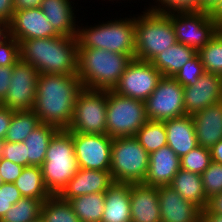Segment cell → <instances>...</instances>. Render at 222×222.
Instances as JSON below:
<instances>
[{"label": "cell", "mask_w": 222, "mask_h": 222, "mask_svg": "<svg viewBox=\"0 0 222 222\" xmlns=\"http://www.w3.org/2000/svg\"><path fill=\"white\" fill-rule=\"evenodd\" d=\"M82 89V82L77 75L39 73L32 110L41 123L67 130L72 122L74 104Z\"/></svg>", "instance_id": "1"}, {"label": "cell", "mask_w": 222, "mask_h": 222, "mask_svg": "<svg viewBox=\"0 0 222 222\" xmlns=\"http://www.w3.org/2000/svg\"><path fill=\"white\" fill-rule=\"evenodd\" d=\"M101 222H131L130 183L114 182L105 192Z\"/></svg>", "instance_id": "24"}, {"label": "cell", "mask_w": 222, "mask_h": 222, "mask_svg": "<svg viewBox=\"0 0 222 222\" xmlns=\"http://www.w3.org/2000/svg\"><path fill=\"white\" fill-rule=\"evenodd\" d=\"M70 0H42L40 9L60 36L76 37L78 25Z\"/></svg>", "instance_id": "23"}, {"label": "cell", "mask_w": 222, "mask_h": 222, "mask_svg": "<svg viewBox=\"0 0 222 222\" xmlns=\"http://www.w3.org/2000/svg\"><path fill=\"white\" fill-rule=\"evenodd\" d=\"M131 222H161L158 187L130 183Z\"/></svg>", "instance_id": "18"}, {"label": "cell", "mask_w": 222, "mask_h": 222, "mask_svg": "<svg viewBox=\"0 0 222 222\" xmlns=\"http://www.w3.org/2000/svg\"><path fill=\"white\" fill-rule=\"evenodd\" d=\"M38 75L36 68L19 59L14 64L9 89L0 101V105L12 111L32 110L36 98Z\"/></svg>", "instance_id": "13"}, {"label": "cell", "mask_w": 222, "mask_h": 222, "mask_svg": "<svg viewBox=\"0 0 222 222\" xmlns=\"http://www.w3.org/2000/svg\"><path fill=\"white\" fill-rule=\"evenodd\" d=\"M13 184L19 189L23 197L45 201L52 196L44 184L40 166L24 167L21 175Z\"/></svg>", "instance_id": "28"}, {"label": "cell", "mask_w": 222, "mask_h": 222, "mask_svg": "<svg viewBox=\"0 0 222 222\" xmlns=\"http://www.w3.org/2000/svg\"><path fill=\"white\" fill-rule=\"evenodd\" d=\"M180 169V158L168 145L163 146L149 154L144 184L155 187L170 185Z\"/></svg>", "instance_id": "20"}, {"label": "cell", "mask_w": 222, "mask_h": 222, "mask_svg": "<svg viewBox=\"0 0 222 222\" xmlns=\"http://www.w3.org/2000/svg\"><path fill=\"white\" fill-rule=\"evenodd\" d=\"M3 183H4V182H3L2 177H1V175H0V186H1Z\"/></svg>", "instance_id": "54"}, {"label": "cell", "mask_w": 222, "mask_h": 222, "mask_svg": "<svg viewBox=\"0 0 222 222\" xmlns=\"http://www.w3.org/2000/svg\"><path fill=\"white\" fill-rule=\"evenodd\" d=\"M161 77V72L151 62L132 59L113 91L145 101L155 90Z\"/></svg>", "instance_id": "12"}, {"label": "cell", "mask_w": 222, "mask_h": 222, "mask_svg": "<svg viewBox=\"0 0 222 222\" xmlns=\"http://www.w3.org/2000/svg\"><path fill=\"white\" fill-rule=\"evenodd\" d=\"M22 197L19 189L13 183L7 182L0 186V220Z\"/></svg>", "instance_id": "40"}, {"label": "cell", "mask_w": 222, "mask_h": 222, "mask_svg": "<svg viewBox=\"0 0 222 222\" xmlns=\"http://www.w3.org/2000/svg\"><path fill=\"white\" fill-rule=\"evenodd\" d=\"M42 222H80L68 201L58 195L49 197L43 202L41 210Z\"/></svg>", "instance_id": "33"}, {"label": "cell", "mask_w": 222, "mask_h": 222, "mask_svg": "<svg viewBox=\"0 0 222 222\" xmlns=\"http://www.w3.org/2000/svg\"><path fill=\"white\" fill-rule=\"evenodd\" d=\"M183 89L173 77L162 76L144 101L148 120L165 121L186 115Z\"/></svg>", "instance_id": "11"}, {"label": "cell", "mask_w": 222, "mask_h": 222, "mask_svg": "<svg viewBox=\"0 0 222 222\" xmlns=\"http://www.w3.org/2000/svg\"><path fill=\"white\" fill-rule=\"evenodd\" d=\"M209 15L215 24L222 29V0L215 5V7L209 12Z\"/></svg>", "instance_id": "48"}, {"label": "cell", "mask_w": 222, "mask_h": 222, "mask_svg": "<svg viewBox=\"0 0 222 222\" xmlns=\"http://www.w3.org/2000/svg\"><path fill=\"white\" fill-rule=\"evenodd\" d=\"M186 114L202 111L206 107L222 101V76L205 72L192 86L183 89Z\"/></svg>", "instance_id": "16"}, {"label": "cell", "mask_w": 222, "mask_h": 222, "mask_svg": "<svg viewBox=\"0 0 222 222\" xmlns=\"http://www.w3.org/2000/svg\"><path fill=\"white\" fill-rule=\"evenodd\" d=\"M59 131L52 125L41 123L24 140L28 156V166H41L52 137Z\"/></svg>", "instance_id": "27"}, {"label": "cell", "mask_w": 222, "mask_h": 222, "mask_svg": "<svg viewBox=\"0 0 222 222\" xmlns=\"http://www.w3.org/2000/svg\"><path fill=\"white\" fill-rule=\"evenodd\" d=\"M80 169L110 171L113 138L107 134L72 133Z\"/></svg>", "instance_id": "14"}, {"label": "cell", "mask_w": 222, "mask_h": 222, "mask_svg": "<svg viewBox=\"0 0 222 222\" xmlns=\"http://www.w3.org/2000/svg\"><path fill=\"white\" fill-rule=\"evenodd\" d=\"M135 59L151 62L158 54L177 43L169 14L146 9L135 18Z\"/></svg>", "instance_id": "6"}, {"label": "cell", "mask_w": 222, "mask_h": 222, "mask_svg": "<svg viewBox=\"0 0 222 222\" xmlns=\"http://www.w3.org/2000/svg\"><path fill=\"white\" fill-rule=\"evenodd\" d=\"M198 146L211 149L222 139V101L192 115Z\"/></svg>", "instance_id": "21"}, {"label": "cell", "mask_w": 222, "mask_h": 222, "mask_svg": "<svg viewBox=\"0 0 222 222\" xmlns=\"http://www.w3.org/2000/svg\"><path fill=\"white\" fill-rule=\"evenodd\" d=\"M155 2L157 5H152V7L149 5L148 10L165 14L201 11V0H155Z\"/></svg>", "instance_id": "36"}, {"label": "cell", "mask_w": 222, "mask_h": 222, "mask_svg": "<svg viewBox=\"0 0 222 222\" xmlns=\"http://www.w3.org/2000/svg\"><path fill=\"white\" fill-rule=\"evenodd\" d=\"M220 0H201V11L210 12Z\"/></svg>", "instance_id": "51"}, {"label": "cell", "mask_w": 222, "mask_h": 222, "mask_svg": "<svg viewBox=\"0 0 222 222\" xmlns=\"http://www.w3.org/2000/svg\"><path fill=\"white\" fill-rule=\"evenodd\" d=\"M169 18L173 24L177 42L197 52L220 30L206 11L169 13Z\"/></svg>", "instance_id": "10"}, {"label": "cell", "mask_w": 222, "mask_h": 222, "mask_svg": "<svg viewBox=\"0 0 222 222\" xmlns=\"http://www.w3.org/2000/svg\"><path fill=\"white\" fill-rule=\"evenodd\" d=\"M14 65L0 66V101L6 96Z\"/></svg>", "instance_id": "43"}, {"label": "cell", "mask_w": 222, "mask_h": 222, "mask_svg": "<svg viewBox=\"0 0 222 222\" xmlns=\"http://www.w3.org/2000/svg\"><path fill=\"white\" fill-rule=\"evenodd\" d=\"M20 60L41 74L77 75L78 44L76 37L57 36L19 42Z\"/></svg>", "instance_id": "2"}, {"label": "cell", "mask_w": 222, "mask_h": 222, "mask_svg": "<svg viewBox=\"0 0 222 222\" xmlns=\"http://www.w3.org/2000/svg\"><path fill=\"white\" fill-rule=\"evenodd\" d=\"M113 183L110 171L79 169L58 196L69 201L81 195L105 193Z\"/></svg>", "instance_id": "19"}, {"label": "cell", "mask_w": 222, "mask_h": 222, "mask_svg": "<svg viewBox=\"0 0 222 222\" xmlns=\"http://www.w3.org/2000/svg\"><path fill=\"white\" fill-rule=\"evenodd\" d=\"M197 53L205 72L222 76V29Z\"/></svg>", "instance_id": "34"}, {"label": "cell", "mask_w": 222, "mask_h": 222, "mask_svg": "<svg viewBox=\"0 0 222 222\" xmlns=\"http://www.w3.org/2000/svg\"><path fill=\"white\" fill-rule=\"evenodd\" d=\"M150 154L167 145V133L164 121L148 120L134 136Z\"/></svg>", "instance_id": "32"}, {"label": "cell", "mask_w": 222, "mask_h": 222, "mask_svg": "<svg viewBox=\"0 0 222 222\" xmlns=\"http://www.w3.org/2000/svg\"><path fill=\"white\" fill-rule=\"evenodd\" d=\"M210 152L211 161L222 164V139L211 147Z\"/></svg>", "instance_id": "49"}, {"label": "cell", "mask_w": 222, "mask_h": 222, "mask_svg": "<svg viewBox=\"0 0 222 222\" xmlns=\"http://www.w3.org/2000/svg\"><path fill=\"white\" fill-rule=\"evenodd\" d=\"M149 153L134 136L115 137L111 148L110 173L117 183H144Z\"/></svg>", "instance_id": "7"}, {"label": "cell", "mask_w": 222, "mask_h": 222, "mask_svg": "<svg viewBox=\"0 0 222 222\" xmlns=\"http://www.w3.org/2000/svg\"><path fill=\"white\" fill-rule=\"evenodd\" d=\"M201 222H222V214L202 213Z\"/></svg>", "instance_id": "50"}, {"label": "cell", "mask_w": 222, "mask_h": 222, "mask_svg": "<svg viewBox=\"0 0 222 222\" xmlns=\"http://www.w3.org/2000/svg\"><path fill=\"white\" fill-rule=\"evenodd\" d=\"M106 121L108 136H135L148 121L145 102L107 90Z\"/></svg>", "instance_id": "8"}, {"label": "cell", "mask_w": 222, "mask_h": 222, "mask_svg": "<svg viewBox=\"0 0 222 222\" xmlns=\"http://www.w3.org/2000/svg\"><path fill=\"white\" fill-rule=\"evenodd\" d=\"M201 176L208 199L222 192V164L211 161L209 167Z\"/></svg>", "instance_id": "38"}, {"label": "cell", "mask_w": 222, "mask_h": 222, "mask_svg": "<svg viewBox=\"0 0 222 222\" xmlns=\"http://www.w3.org/2000/svg\"><path fill=\"white\" fill-rule=\"evenodd\" d=\"M161 222H201L202 209L185 200L170 185L159 186Z\"/></svg>", "instance_id": "17"}, {"label": "cell", "mask_w": 222, "mask_h": 222, "mask_svg": "<svg viewBox=\"0 0 222 222\" xmlns=\"http://www.w3.org/2000/svg\"><path fill=\"white\" fill-rule=\"evenodd\" d=\"M44 201L22 197L6 212L0 222H37L41 220Z\"/></svg>", "instance_id": "31"}, {"label": "cell", "mask_w": 222, "mask_h": 222, "mask_svg": "<svg viewBox=\"0 0 222 222\" xmlns=\"http://www.w3.org/2000/svg\"><path fill=\"white\" fill-rule=\"evenodd\" d=\"M127 54L100 48H78V73L83 88L113 90L132 61Z\"/></svg>", "instance_id": "3"}, {"label": "cell", "mask_w": 222, "mask_h": 222, "mask_svg": "<svg viewBox=\"0 0 222 222\" xmlns=\"http://www.w3.org/2000/svg\"><path fill=\"white\" fill-rule=\"evenodd\" d=\"M204 73L205 70L201 62V58L197 53L184 66H182V68L173 76V78L183 87L192 86Z\"/></svg>", "instance_id": "37"}, {"label": "cell", "mask_w": 222, "mask_h": 222, "mask_svg": "<svg viewBox=\"0 0 222 222\" xmlns=\"http://www.w3.org/2000/svg\"><path fill=\"white\" fill-rule=\"evenodd\" d=\"M13 0H0V22L10 24L14 13Z\"/></svg>", "instance_id": "45"}, {"label": "cell", "mask_w": 222, "mask_h": 222, "mask_svg": "<svg viewBox=\"0 0 222 222\" xmlns=\"http://www.w3.org/2000/svg\"><path fill=\"white\" fill-rule=\"evenodd\" d=\"M40 167L49 193L52 196L59 195L80 169L75 156L72 132L59 130L52 137Z\"/></svg>", "instance_id": "5"}, {"label": "cell", "mask_w": 222, "mask_h": 222, "mask_svg": "<svg viewBox=\"0 0 222 222\" xmlns=\"http://www.w3.org/2000/svg\"><path fill=\"white\" fill-rule=\"evenodd\" d=\"M89 27V28H88ZM76 40L78 48H100L115 53L130 55L135 59V16L120 18L95 26H78Z\"/></svg>", "instance_id": "4"}, {"label": "cell", "mask_w": 222, "mask_h": 222, "mask_svg": "<svg viewBox=\"0 0 222 222\" xmlns=\"http://www.w3.org/2000/svg\"><path fill=\"white\" fill-rule=\"evenodd\" d=\"M9 37V25L0 22V44Z\"/></svg>", "instance_id": "52"}, {"label": "cell", "mask_w": 222, "mask_h": 222, "mask_svg": "<svg viewBox=\"0 0 222 222\" xmlns=\"http://www.w3.org/2000/svg\"><path fill=\"white\" fill-rule=\"evenodd\" d=\"M181 168L189 172L202 174L211 163L210 149L197 146L180 158Z\"/></svg>", "instance_id": "35"}, {"label": "cell", "mask_w": 222, "mask_h": 222, "mask_svg": "<svg viewBox=\"0 0 222 222\" xmlns=\"http://www.w3.org/2000/svg\"><path fill=\"white\" fill-rule=\"evenodd\" d=\"M80 222H101L105 193H90L68 201Z\"/></svg>", "instance_id": "29"}, {"label": "cell", "mask_w": 222, "mask_h": 222, "mask_svg": "<svg viewBox=\"0 0 222 222\" xmlns=\"http://www.w3.org/2000/svg\"><path fill=\"white\" fill-rule=\"evenodd\" d=\"M202 213L222 214V192L208 199L207 205Z\"/></svg>", "instance_id": "46"}, {"label": "cell", "mask_w": 222, "mask_h": 222, "mask_svg": "<svg viewBox=\"0 0 222 222\" xmlns=\"http://www.w3.org/2000/svg\"><path fill=\"white\" fill-rule=\"evenodd\" d=\"M2 145H3V141L0 140V158H1V155H2Z\"/></svg>", "instance_id": "53"}, {"label": "cell", "mask_w": 222, "mask_h": 222, "mask_svg": "<svg viewBox=\"0 0 222 222\" xmlns=\"http://www.w3.org/2000/svg\"><path fill=\"white\" fill-rule=\"evenodd\" d=\"M167 145L179 158L198 146L192 116L184 115L164 121Z\"/></svg>", "instance_id": "22"}, {"label": "cell", "mask_w": 222, "mask_h": 222, "mask_svg": "<svg viewBox=\"0 0 222 222\" xmlns=\"http://www.w3.org/2000/svg\"><path fill=\"white\" fill-rule=\"evenodd\" d=\"M170 186L178 192L185 200H188L205 209L208 198L205 194L202 176L198 173L180 169L173 178Z\"/></svg>", "instance_id": "25"}, {"label": "cell", "mask_w": 222, "mask_h": 222, "mask_svg": "<svg viewBox=\"0 0 222 222\" xmlns=\"http://www.w3.org/2000/svg\"><path fill=\"white\" fill-rule=\"evenodd\" d=\"M12 110L0 105V140L4 141L13 115Z\"/></svg>", "instance_id": "44"}, {"label": "cell", "mask_w": 222, "mask_h": 222, "mask_svg": "<svg viewBox=\"0 0 222 222\" xmlns=\"http://www.w3.org/2000/svg\"><path fill=\"white\" fill-rule=\"evenodd\" d=\"M15 10H24L30 8H38L41 6L42 0H13Z\"/></svg>", "instance_id": "47"}, {"label": "cell", "mask_w": 222, "mask_h": 222, "mask_svg": "<svg viewBox=\"0 0 222 222\" xmlns=\"http://www.w3.org/2000/svg\"><path fill=\"white\" fill-rule=\"evenodd\" d=\"M9 36L21 42L27 39L51 38L60 35L38 7L15 10L9 24Z\"/></svg>", "instance_id": "15"}, {"label": "cell", "mask_w": 222, "mask_h": 222, "mask_svg": "<svg viewBox=\"0 0 222 222\" xmlns=\"http://www.w3.org/2000/svg\"><path fill=\"white\" fill-rule=\"evenodd\" d=\"M19 59V42L9 36L0 44V66L14 65Z\"/></svg>", "instance_id": "41"}, {"label": "cell", "mask_w": 222, "mask_h": 222, "mask_svg": "<svg viewBox=\"0 0 222 222\" xmlns=\"http://www.w3.org/2000/svg\"><path fill=\"white\" fill-rule=\"evenodd\" d=\"M26 145L24 142L12 143L3 141L2 158L8 159L13 163L19 164L23 167L28 166V156L26 152Z\"/></svg>", "instance_id": "39"}, {"label": "cell", "mask_w": 222, "mask_h": 222, "mask_svg": "<svg viewBox=\"0 0 222 222\" xmlns=\"http://www.w3.org/2000/svg\"><path fill=\"white\" fill-rule=\"evenodd\" d=\"M107 90L83 88L74 104L72 122L67 129L72 133L107 134Z\"/></svg>", "instance_id": "9"}, {"label": "cell", "mask_w": 222, "mask_h": 222, "mask_svg": "<svg viewBox=\"0 0 222 222\" xmlns=\"http://www.w3.org/2000/svg\"><path fill=\"white\" fill-rule=\"evenodd\" d=\"M40 124V119L33 110L14 111L4 140L12 143L24 142Z\"/></svg>", "instance_id": "30"}, {"label": "cell", "mask_w": 222, "mask_h": 222, "mask_svg": "<svg viewBox=\"0 0 222 222\" xmlns=\"http://www.w3.org/2000/svg\"><path fill=\"white\" fill-rule=\"evenodd\" d=\"M23 166L13 163L12 161L0 158V175L4 183H14L21 175Z\"/></svg>", "instance_id": "42"}, {"label": "cell", "mask_w": 222, "mask_h": 222, "mask_svg": "<svg viewBox=\"0 0 222 222\" xmlns=\"http://www.w3.org/2000/svg\"><path fill=\"white\" fill-rule=\"evenodd\" d=\"M196 54L195 49L177 42L158 54L151 63L162 76L173 77Z\"/></svg>", "instance_id": "26"}]
</instances>
